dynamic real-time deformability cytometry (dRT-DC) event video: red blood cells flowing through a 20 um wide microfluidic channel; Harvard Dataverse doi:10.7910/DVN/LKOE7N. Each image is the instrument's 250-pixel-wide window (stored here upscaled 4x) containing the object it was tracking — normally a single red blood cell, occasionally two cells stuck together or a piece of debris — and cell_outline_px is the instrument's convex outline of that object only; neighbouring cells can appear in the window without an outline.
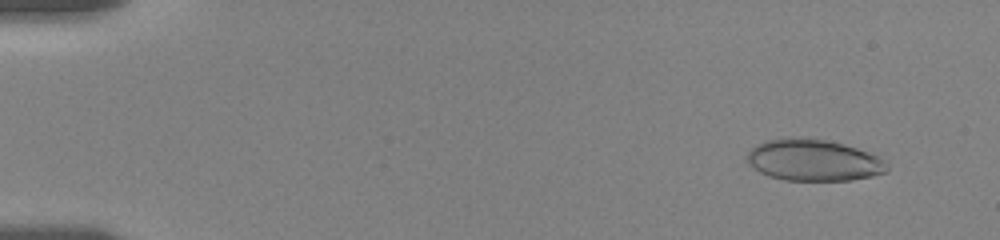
{"species": "human", "species_latin": "Homo sapiens", "temperature_condition": "room temperature", "stored_images_in_passage": 55, "camera_frame_rate_fps": 3000, "um_per_image_px": 0.085, "donor": {"sex": "female"}, "frame": {"image": 1, "passage_image": 6, "time_ms": 1.333, "image_size_px": [1000, 240], "cell_outline_px": [[888, 172], [872, 176], [852, 180], [784, 180], [768, 176], [760, 172], [748, 164], [748, 152], [756, 144], [764, 140], [800, 136], [828, 140], [844, 144], [880, 156], [888, 164]], "centroid_in_image_um": [69.16, 13.6], "position_along_channel_um": 15.8, "area_um2": 34.22}}
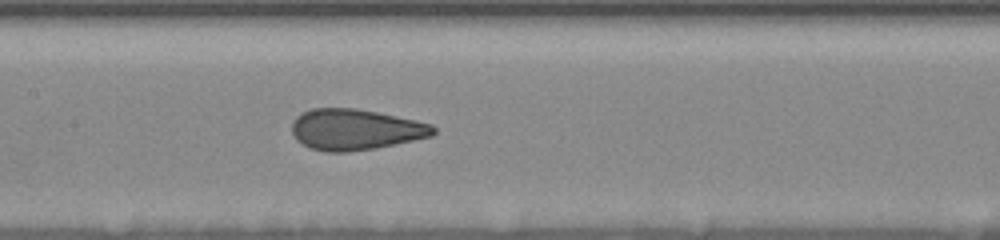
{"frame": {"image": 2, "passage_image": 37, "time_ms": 9.333, "image_size_px": [1000, 240], "cell_outline_px": [[436, 132], [432, 136], [376, 148], [348, 152], [324, 152], [312, 148], [296, 140], [292, 132], [292, 124], [296, 116], [312, 108], [356, 108], [416, 120], [432, 124], [436, 128]], "centroid_in_image_um": [30.21, 11.01], "position_along_channel_um": 177.2, "area_um2": 33.7}}
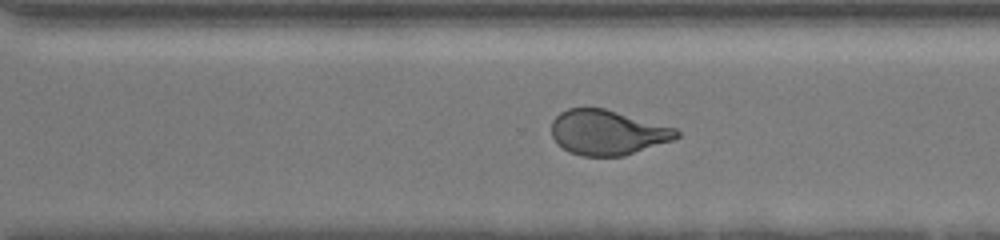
{"frame": {"image": 3, "passage_image": 54, "time_ms": 13.333, "image_size_px": [1000, 240], "cell_outline_px": [[680, 136], [676, 140], [624, 156], [584, 156], [568, 152], [556, 144], [552, 136], [552, 120], [560, 112], [568, 108], [604, 108], [676, 128], [680, 132]], "centroid_in_image_um": [51.65, 11.27], "position_along_channel_um": 319.0, "area_um2": 33.06}}